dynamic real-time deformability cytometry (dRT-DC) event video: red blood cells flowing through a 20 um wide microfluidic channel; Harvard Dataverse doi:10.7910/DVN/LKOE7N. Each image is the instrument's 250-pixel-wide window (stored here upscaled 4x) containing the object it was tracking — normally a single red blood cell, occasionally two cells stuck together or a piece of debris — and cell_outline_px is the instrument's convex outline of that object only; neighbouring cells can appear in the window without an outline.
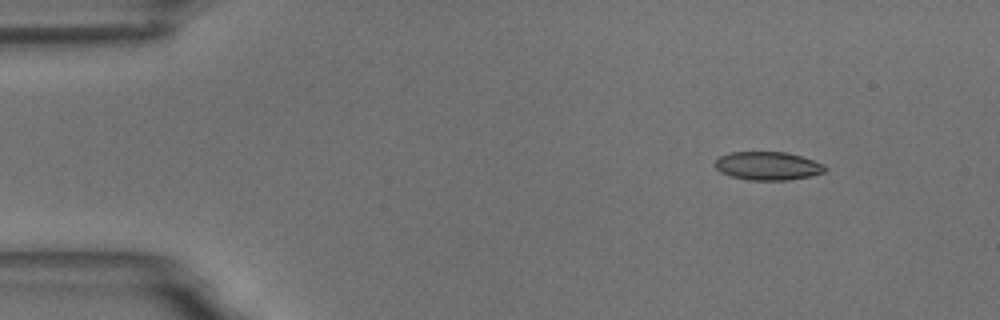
{"species": "common noctule bat (a hibernating species)", "species_latin": "Nyctalus noctula", "temperature_condition": "room temperature", "stored_images_in_passage": 4, "camera_frame_rate_fps": 3000, "um_per_image_px": 0.085, "animal": {"sex": "male", "body_mass_g": 18.8}, "frame": {"image": 1, "passage_image": 1, "time_ms": 0.0, "image_size_px": [1000, 320], "cell_outline_px": [[828, 168], [824, 172], [812, 176], [788, 180], [748, 180], [732, 176], [720, 172], [712, 164], [720, 156], [728, 152], [784, 152], [800, 156], [824, 164]], "centroid_in_image_um": [65.25, 14.1], "position_along_channel_um": 19.8, "area_um2": 18.26}}
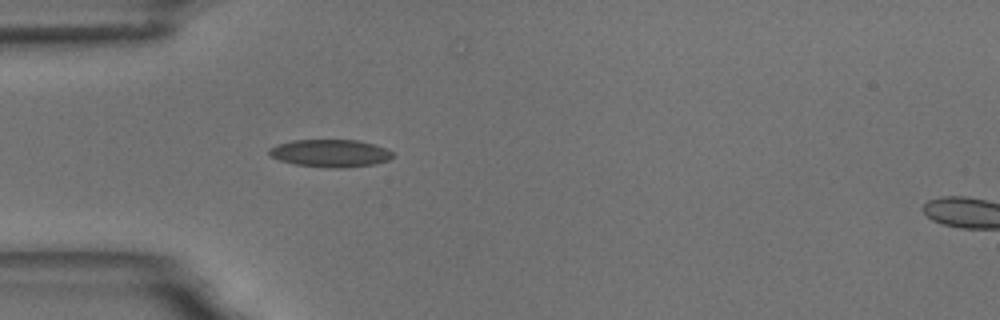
{"frame": {"image": 2, "passage_image": 3, "time_ms": 3.333, "image_size_px": [1000, 320], "cell_outline_px": [[392, 156], [388, 160], [372, 164], [344, 168], [328, 168], [296, 164], [280, 160], [272, 156], [268, 152], [268, 148], [276, 144], [292, 140], [356, 140], [372, 144], [384, 148], [392, 152]], "centroid_in_image_um": [28.03, 13.02], "position_along_channel_um": 57.0, "area_um2": 19.65}}